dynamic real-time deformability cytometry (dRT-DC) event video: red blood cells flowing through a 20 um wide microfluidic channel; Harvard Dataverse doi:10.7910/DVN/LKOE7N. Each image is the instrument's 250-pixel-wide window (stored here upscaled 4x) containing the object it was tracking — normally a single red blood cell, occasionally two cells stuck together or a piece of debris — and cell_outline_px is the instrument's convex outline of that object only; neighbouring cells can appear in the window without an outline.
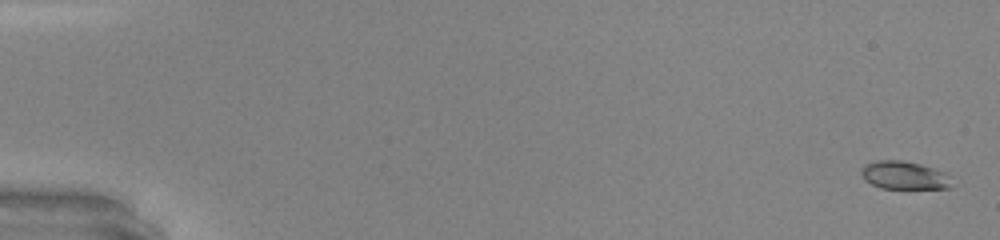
{"species": "common noctule bat (a hibernating species)", "species_latin": "Nyctalus noctula", "temperature_condition": "warm", "stored_images_in_passage": 49, "camera_frame_rate_fps": 3000, "um_per_image_px": 0.085, "animal": {"sex": "male", "body_mass_g": 20.0, "forearm_length_mm": 53.3}, "frame": {"image": 1, "passage_image": 2, "time_ms": 0.333, "image_size_px": [1000, 240], "cell_outline_px": [[948, 188], [880, 188], [864, 180], [860, 172], [864, 164], [876, 160], [900, 160], [920, 164], [932, 168], [948, 176]], "centroid_in_image_um": [76.73, 14.89], "position_along_channel_um": 8.3, "area_um2": 14.39}}
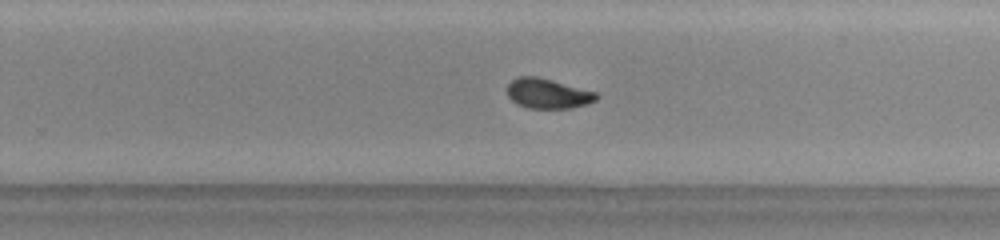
{"frame": {"image": 2, "passage_image": 33, "time_ms": 10.667, "image_size_px": [1000, 240], "cell_outline_px": [[600, 96], [596, 100], [588, 104], [568, 108], [528, 108], [516, 104], [508, 96], [508, 84], [516, 76], [536, 76], [552, 80], [596, 92]], "centroid_in_image_um": [46.56, 7.95], "position_along_channel_um": 283.2, "area_um2": 15.55}}
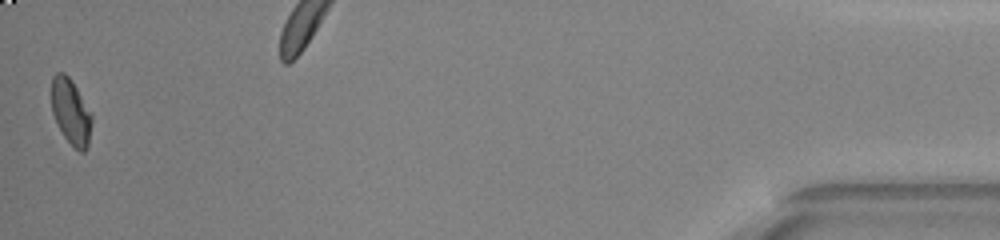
{"frame": {"image": 3, "passage_image": 49, "time_ms": 16.0, "image_size_px": [1000, 240], "cell_outline_px": [[92, 124], [88, 148], [84, 152], [80, 152], [64, 136], [52, 112], [52, 76], [56, 72], [64, 72], [72, 80], [92, 112]], "centroid_in_image_um": [6.06, 9.48], "position_along_channel_um": 429.1, "area_um2": 15.49}, "authors_computed_cell_mechanics": {"area_um2": 15.5482, "velocity_mm_per_s": 4.3647, "shape_relaxation_time_tau1_ms": 6.3667, "shape_relaxation_time_tau2_ms": 1.1857, "deformation_change_tau1": 0.1931, "deformation_change_tau2": 0.0562}}